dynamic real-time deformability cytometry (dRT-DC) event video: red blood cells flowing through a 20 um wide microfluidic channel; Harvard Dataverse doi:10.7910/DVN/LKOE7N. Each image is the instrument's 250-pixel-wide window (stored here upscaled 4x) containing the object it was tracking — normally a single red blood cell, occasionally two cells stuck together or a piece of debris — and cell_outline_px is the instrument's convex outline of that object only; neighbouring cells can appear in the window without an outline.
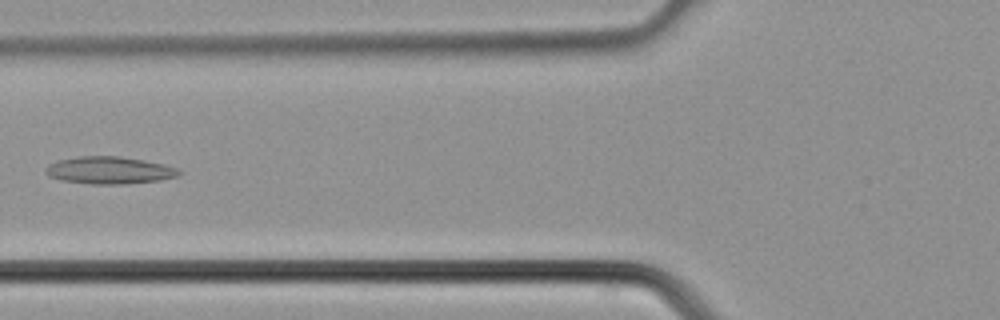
{"species": "common noctule bat (a hibernating species)", "species_latin": "Nyctalus noctula", "temperature_condition": "cold", "stored_images_in_passage": 31, "camera_frame_rate_fps": 3000, "um_per_image_px": 0.085, "animal": {"sex": "male", "body_mass_g": 21.5, "forearm_length_mm": 52.0}, "frame": {"image": 1, "passage_image": 8, "time_ms": 2.333, "image_size_px": [1000, 320], "cell_outline_px": [[184, 172], [176, 176], [160, 180], [120, 184], [92, 184], [60, 180], [48, 176], [44, 172], [44, 168], [48, 164], [56, 160], [76, 156], [120, 156], [144, 160], [164, 164], [176, 168]], "centroid_in_image_um": [9.24, 14.46], "position_along_channel_um": 116.6, "area_um2": 21.39}}
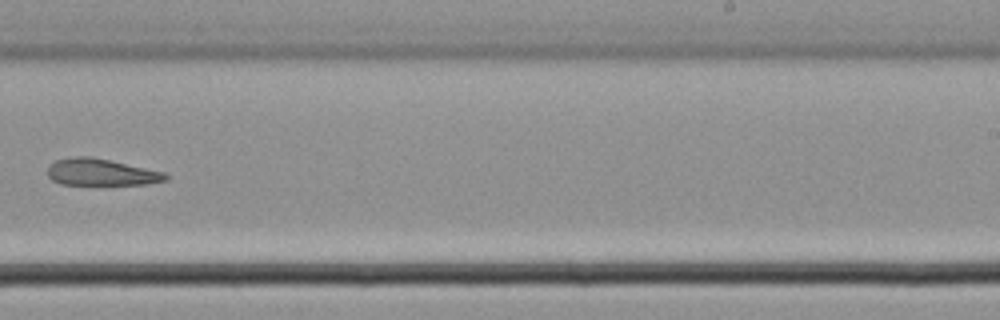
{"frame": {"image": 2, "passage_image": 17, "time_ms": 5.333, "image_size_px": [1000, 320], "cell_outline_px": [[168, 180], [144, 184], [60, 184], [52, 180], [48, 176], [48, 164], [56, 160], [72, 156], [88, 156], [108, 160], [164, 172], [168, 176]], "centroid_in_image_um": [8.55, 14.63], "position_along_channel_um": 280.5, "area_um2": 18.21}}
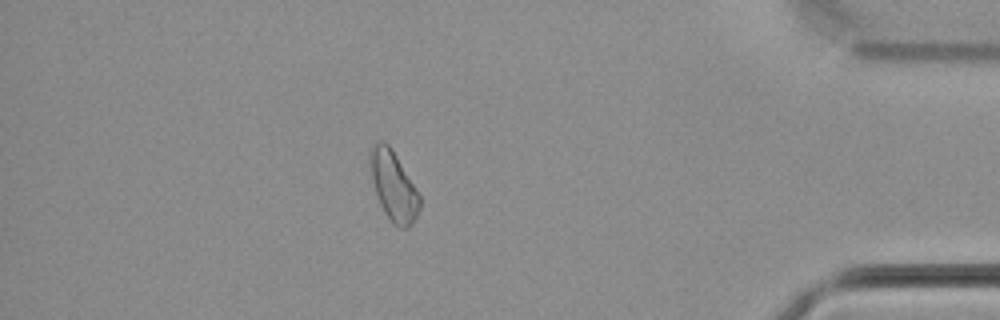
{"frame": {"image": 3, "passage_image": 26, "time_ms": 8.333, "image_size_px": [1000, 320], "cell_outline_px": [[420, 208], [412, 224], [408, 228], [400, 228], [392, 224], [384, 212], [376, 196], [372, 180], [368, 160], [368, 152], [372, 144], [380, 140], [384, 140], [388, 144], [396, 156], [420, 196]], "centroid_in_image_um": [33.4, 15.8], "position_along_channel_um": 401.8, "area_um2": 20.17}}